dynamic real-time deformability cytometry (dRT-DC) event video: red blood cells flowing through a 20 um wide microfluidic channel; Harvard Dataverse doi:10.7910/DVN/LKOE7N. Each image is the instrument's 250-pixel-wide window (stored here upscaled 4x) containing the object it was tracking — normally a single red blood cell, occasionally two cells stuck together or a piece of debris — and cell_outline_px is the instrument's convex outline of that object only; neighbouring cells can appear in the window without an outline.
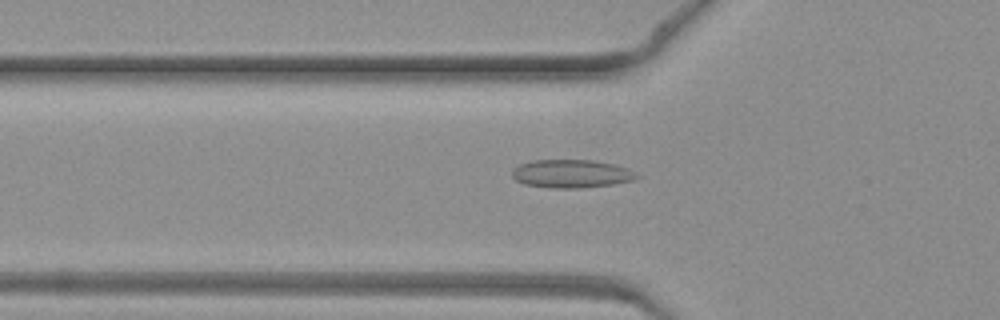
{"species": "common noctule bat (a hibernating species)", "species_latin": "Nyctalus noctula", "temperature_condition": "warm", "stored_images_in_passage": 46, "camera_frame_rate_fps": 3000, "um_per_image_px": 0.085, "animal": {"sex": "female", "body_mass_g": 19.3, "forearm_length_mm": 54.1}, "frame": {"image": 1, "passage_image": 16, "time_ms": 5.0, "image_size_px": [1000, 320], "cell_outline_px": [[640, 176], [632, 180], [612, 184], [580, 188], [552, 188], [524, 184], [516, 180], [512, 176], [512, 168], [520, 164], [532, 160], [596, 160], [616, 164], [628, 168], [636, 172]], "centroid_in_image_um": [48.57, 14.75], "position_along_channel_um": 77.2, "area_um2": 20.63}}
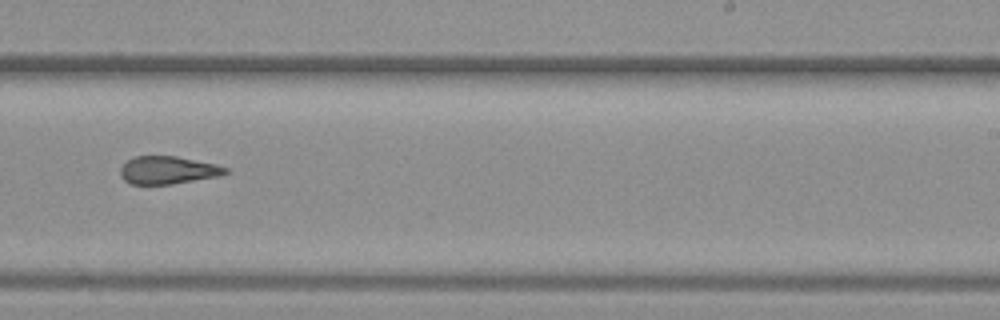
{"frame": {"image": 2, "passage_image": 29, "time_ms": 9.333, "image_size_px": [1000, 320], "cell_outline_px": [[228, 172], [220, 176], [172, 184], [128, 184], [120, 176], [120, 168], [128, 160], [136, 156], [176, 156], [216, 164], [228, 168]], "centroid_in_image_um": [14.26, 14.47], "position_along_channel_um": 274.7, "area_um2": 17.05}}
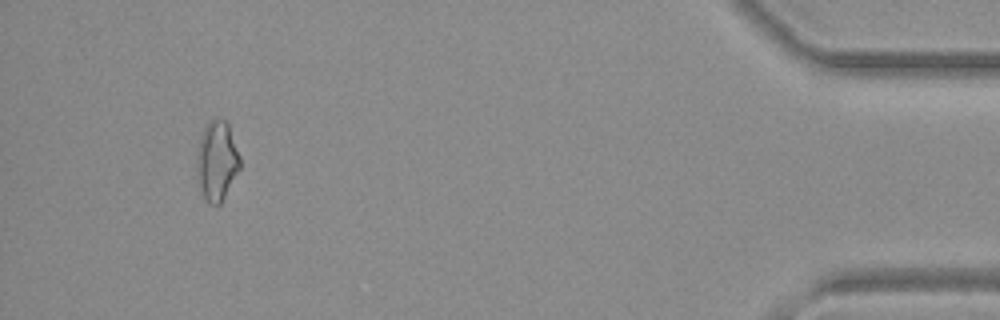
{"frame": {"image": 3, "passage_image": 43, "time_ms": 14.0, "image_size_px": [1000, 320], "cell_outline_px": [[240, 168], [220, 204], [216, 208], [208, 204], [200, 192], [196, 184], [196, 160], [200, 132], [208, 120], [216, 116], [224, 120], [228, 124], [240, 156]], "centroid_in_image_um": [18.38, 13.68], "position_along_channel_um": 416.8, "area_um2": 20.81}}